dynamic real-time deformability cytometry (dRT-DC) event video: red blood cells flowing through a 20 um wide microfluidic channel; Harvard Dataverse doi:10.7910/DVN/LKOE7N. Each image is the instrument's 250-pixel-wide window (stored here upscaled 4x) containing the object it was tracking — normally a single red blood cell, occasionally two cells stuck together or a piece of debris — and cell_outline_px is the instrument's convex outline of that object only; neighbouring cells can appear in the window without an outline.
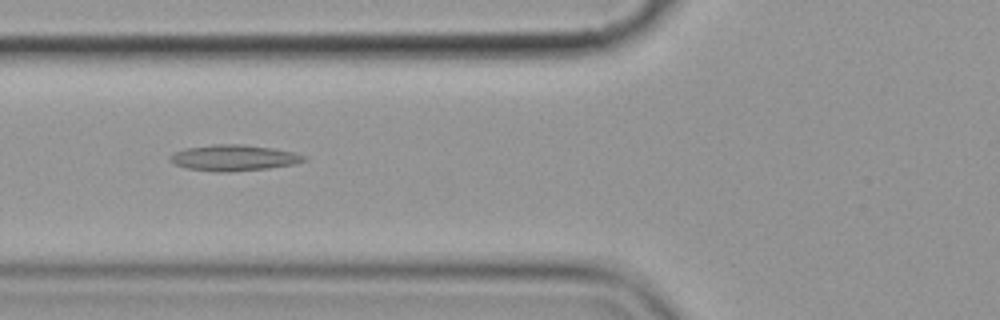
{"species": "common noctule bat (a hibernating species)", "species_latin": "Nyctalus noctula", "temperature_condition": "cold", "stored_images_in_passage": 14, "camera_frame_rate_fps": 3000, "um_per_image_px": 0.085, "animal": {"sex": "female", "body_mass_g": 19.9}, "frame": {"image": 1, "passage_image": 5, "time_ms": 5.667, "image_size_px": [1000, 320], "cell_outline_px": [[304, 160], [292, 164], [268, 168], [228, 172], [220, 172], [188, 168], [176, 164], [168, 160], [168, 156], [172, 152], [184, 148], [212, 144], [244, 144], [272, 148], [292, 152], [304, 156]], "centroid_in_image_um": [19.77, 13.4], "position_along_channel_um": 106.0, "area_um2": 20.11}}
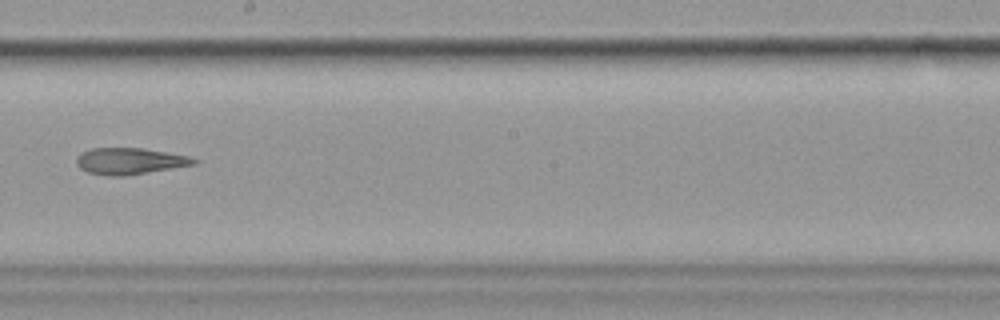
{"frame": {"image": 2, "passage_image": 8, "time_ms": 9.333, "image_size_px": [1000, 320], "cell_outline_px": [[200, 160], [196, 164], [124, 176], [108, 176], [88, 172], [80, 168], [76, 164], [76, 156], [80, 152], [92, 148], [144, 148], [188, 156]], "centroid_in_image_um": [11.0, 13.69], "position_along_channel_um": 237.2, "area_um2": 18.15}}
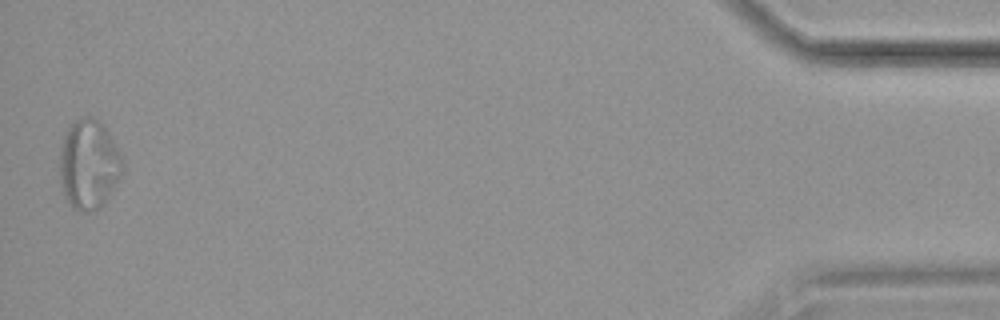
{"frame": {"image": 3, "passage_image": 14, "time_ms": 17.0, "image_size_px": [1000, 320], "cell_outline_px": [[124, 172], [104, 204], [100, 208], [92, 212], [84, 212], [72, 208], [60, 184], [60, 148], [64, 136], [68, 128], [76, 120], [84, 116], [92, 116], [104, 124], [124, 156]], "centroid_in_image_um": [7.6, 13.97], "position_along_channel_um": 427.6, "area_um2": 33.47}, "authors_computed_cell_mechanics": {"area_um2": 20.1433, "velocity_mm_per_s": 3.583, "shape_relaxation_time_tau1_ms": null, "shape_relaxation_time_tau2_ms": 4.3534, "deformation_change_tau1": null, "deformation_change_tau2": 0.141}}